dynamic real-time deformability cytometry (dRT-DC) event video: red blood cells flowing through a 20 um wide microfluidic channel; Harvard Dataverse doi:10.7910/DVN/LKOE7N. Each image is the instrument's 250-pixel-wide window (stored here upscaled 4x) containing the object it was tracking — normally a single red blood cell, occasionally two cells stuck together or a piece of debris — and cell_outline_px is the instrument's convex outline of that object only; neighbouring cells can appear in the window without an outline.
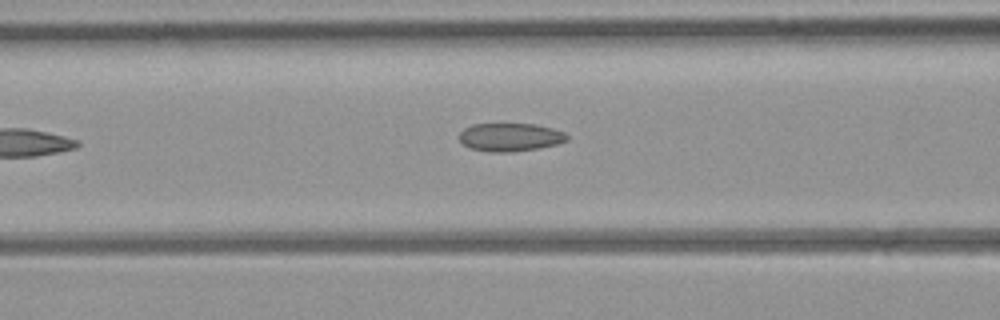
{"species": "common noctule bat (a hibernating species)", "species_latin": "Nyctalus noctula", "temperature_condition": "room temperature", "stored_images_in_passage": 4, "segment_of_instrument_passage": [1, 2], "camera_frame_rate_fps": 3000, "um_per_image_px": 0.085, "animal": {"sex": "female", "body_mass_g": 21.9}, "frame": {"image": 1, "passage_image": 3, "time_ms": 2.667, "image_size_px": [1000, 320], "cell_outline_px": [[568, 140], [556, 144], [536, 148], [512, 152], [488, 152], [468, 148], [460, 140], [460, 132], [464, 128], [472, 124], [536, 124], [552, 128], [564, 132], [568, 136]], "centroid_in_image_um": [43.34, 11.66], "position_along_channel_um": 123.3, "area_um2": 17.69}}